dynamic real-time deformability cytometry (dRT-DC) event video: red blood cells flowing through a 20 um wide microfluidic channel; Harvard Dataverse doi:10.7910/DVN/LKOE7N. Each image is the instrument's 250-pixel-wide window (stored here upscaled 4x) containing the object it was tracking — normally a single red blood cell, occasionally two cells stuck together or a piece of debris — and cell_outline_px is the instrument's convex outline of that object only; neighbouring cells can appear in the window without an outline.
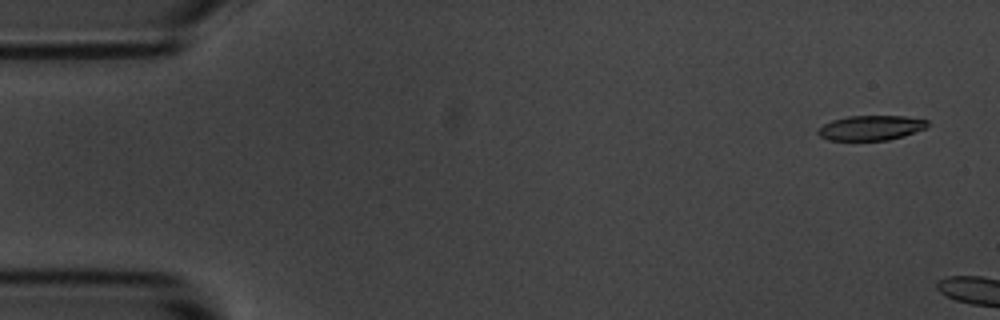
{"species": "common noctule bat (a hibernating species)", "species_latin": "Nyctalus noctula", "temperature_condition": "room temperature", "stored_images_in_passage": 3, "camera_frame_rate_fps": 3000, "um_per_image_px": 0.085, "animal": {"sex": "male", "body_mass_g": 20.1, "forearm_length_mm": 53.5}, "frame": {"image": 1, "passage_image": 1, "time_ms": 0.0, "image_size_px": [1000, 320], "cell_outline_px": [[928, 128], [904, 136], [888, 140], [828, 140], [820, 136], [816, 132], [824, 124], [832, 120], [848, 116], [904, 116], [928, 120]], "centroid_in_image_um": [74.06, 10.87], "position_along_channel_um": 10.9, "area_um2": 15.9}}